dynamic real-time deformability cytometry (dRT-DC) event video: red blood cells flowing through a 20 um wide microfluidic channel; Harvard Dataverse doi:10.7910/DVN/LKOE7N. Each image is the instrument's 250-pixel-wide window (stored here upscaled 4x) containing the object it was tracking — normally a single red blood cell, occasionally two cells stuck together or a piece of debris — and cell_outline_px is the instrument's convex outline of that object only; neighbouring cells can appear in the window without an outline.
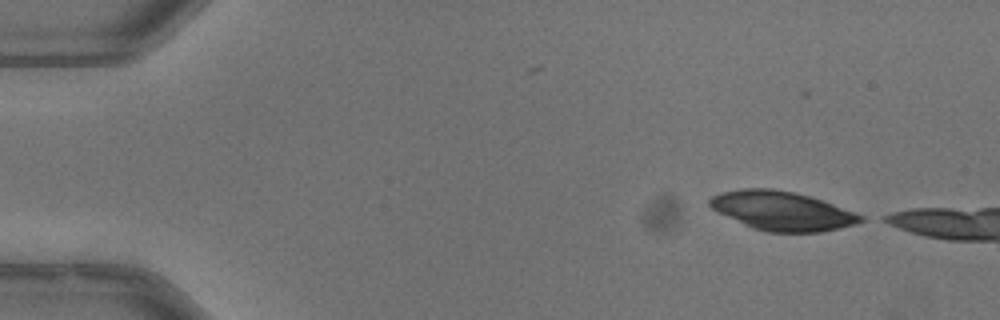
{"species": "common noctule bat (a hibernating species)", "species_latin": "Nyctalus noctula", "temperature_condition": "warm", "stored_images_in_passage": 2, "camera_frame_rate_fps": 3000, "um_per_image_px": 0.085, "animal": {"sex": "male", "body_mass_g": 13.3}, "frame": {"image": 1, "passage_image": 2, "time_ms": 0.333, "image_size_px": [1000, 320], "cell_outline_px": [[864, 220], [840, 228], [820, 232], [768, 232], [752, 228], [712, 208], [708, 204], [708, 200], [712, 196], [720, 192], [740, 188], [772, 188], [812, 196], [824, 200], [856, 212], [864, 216]], "centroid_in_image_um": [66.49, 17.91], "position_along_channel_um": 18.5, "area_um2": 34.28}}